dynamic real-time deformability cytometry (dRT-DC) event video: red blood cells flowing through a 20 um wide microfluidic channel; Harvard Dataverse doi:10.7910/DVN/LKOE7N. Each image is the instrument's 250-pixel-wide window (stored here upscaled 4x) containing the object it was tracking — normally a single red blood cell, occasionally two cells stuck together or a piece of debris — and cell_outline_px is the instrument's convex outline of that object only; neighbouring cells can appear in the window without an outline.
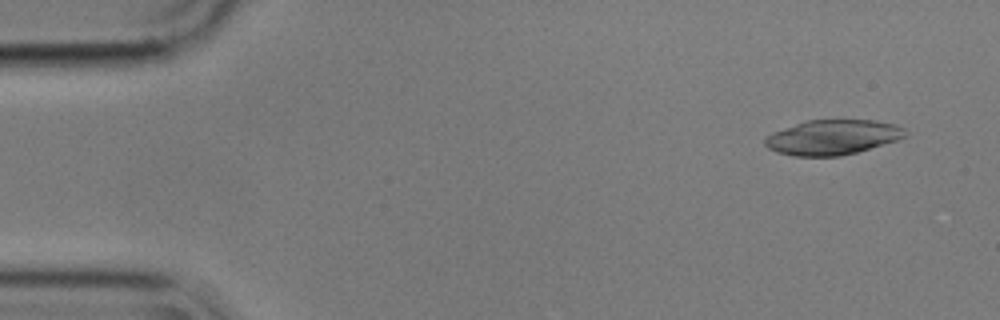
{"species": "common noctule bat (a hibernating species)", "species_latin": "Nyctalus noctula", "temperature_condition": "cold", "stored_images_in_passage": 9, "camera_frame_rate_fps": 3000, "um_per_image_px": 0.085, "animal": {"sex": "male", "body_mass_g": 17.9}, "frame": {"image": 1, "passage_image": 1, "time_ms": 0.0, "image_size_px": [1000, 320], "cell_outline_px": [[908, 136], [896, 140], [856, 152], [840, 156], [792, 156], [776, 152], [768, 148], [764, 144], [764, 136], [772, 132], [808, 120], [876, 120], [892, 124], [904, 128]], "centroid_in_image_um": [70.73, 11.67], "position_along_channel_um": 14.3, "area_um2": 28.44}}
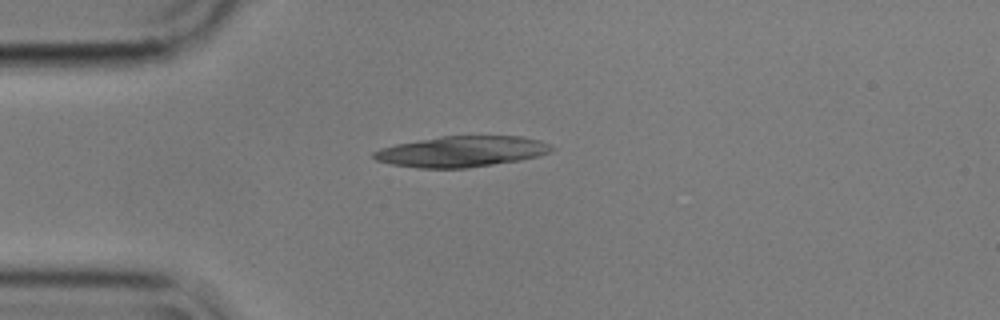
{"frame": {"image": 2, "passage_image": 3, "time_ms": 0.667, "image_size_px": [1000, 320], "cell_outline_px": [[556, 148], [552, 152], [540, 156], [520, 160], [468, 168], [416, 168], [392, 164], [376, 160], [372, 156], [372, 152], [380, 148], [396, 144], [440, 136], [520, 136], [540, 140], [552, 144]], "centroid_in_image_um": [39.29, 12.88], "position_along_channel_um": 45.7, "area_um2": 32.19}}